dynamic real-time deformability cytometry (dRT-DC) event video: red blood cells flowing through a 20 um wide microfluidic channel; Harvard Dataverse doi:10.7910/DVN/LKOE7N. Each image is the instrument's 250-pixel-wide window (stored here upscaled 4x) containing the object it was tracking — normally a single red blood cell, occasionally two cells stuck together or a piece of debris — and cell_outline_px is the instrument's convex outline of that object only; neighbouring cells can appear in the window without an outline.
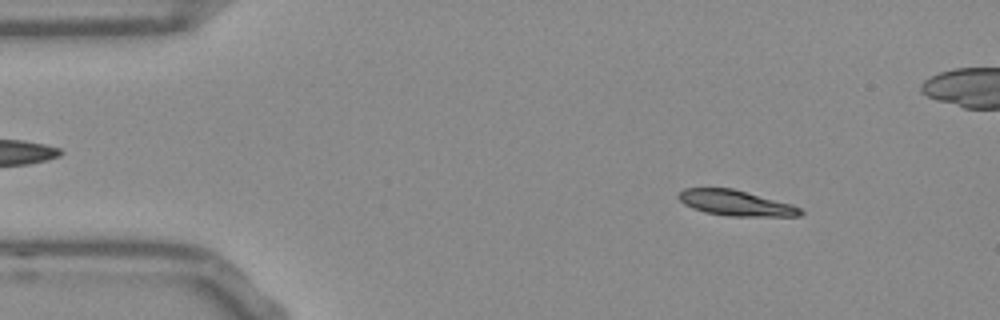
{"species": "Egyptian fruit bat (a non-hibernating species)", "species_latin": "Rousettus aegyptiacus", "temperature_condition": "room temperature", "stored_images_in_passage": 53, "camera_frame_rate_fps": 3000, "um_per_image_px": 0.085, "frame": {"image": 1, "passage_image": 6, "time_ms": 1.667, "image_size_px": [1000, 320], "cell_outline_px": [[804, 212], [800, 216], [728, 216], [704, 212], [692, 208], [684, 204], [676, 196], [684, 188], [732, 188], [748, 192], [792, 204], [800, 208]], "centroid_in_image_um": [62.53, 17.25], "position_along_channel_um": 22.5, "area_um2": 18.15}}
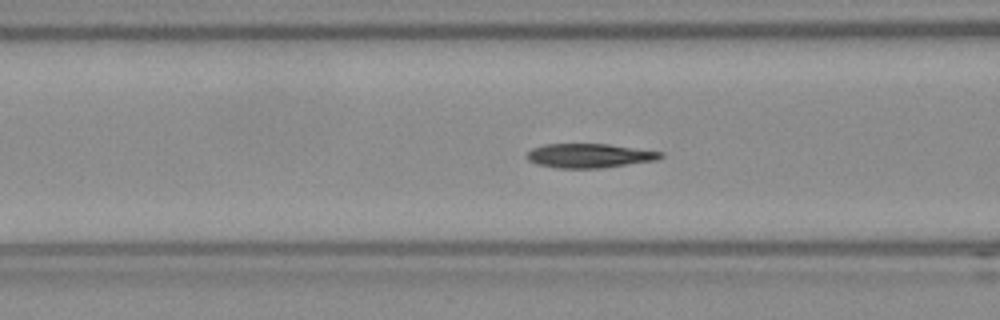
{"frame": {"image": 2, "passage_image": 19, "time_ms": 6.0, "image_size_px": [1000, 320], "cell_outline_px": [[664, 156], [656, 160], [600, 168], [556, 168], [536, 164], [528, 160], [524, 156], [532, 148], [544, 144], [608, 144], [664, 152]], "centroid_in_image_um": [50.07, 13.23], "position_along_channel_um": 116.5, "area_um2": 18.9}}
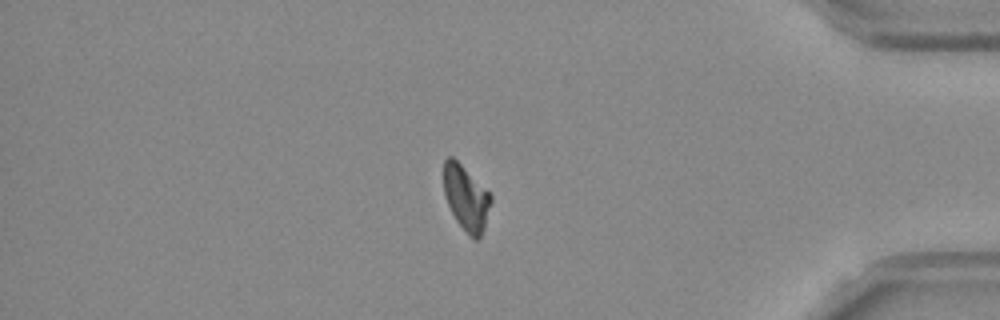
{"frame": {"image": 3, "passage_image": 44, "time_ms": 14.333, "image_size_px": [1000, 320], "cell_outline_px": [[492, 200], [484, 228], [480, 240], [476, 240], [456, 220], [448, 204], [444, 192], [444, 160], [448, 156], [452, 156], [492, 196]], "centroid_in_image_um": [39.62, 16.82], "position_along_channel_um": 395.6, "area_um2": 17.34}, "authors_computed_cell_mechanics": {"area_um2": 18.496, "velocity_mm_per_s": 3.7745, "shape_relaxation_time_tau1_ms": 6.2407, "shape_relaxation_time_tau2_ms": 5.3211, "deformation_change_tau1": 0.1891, "deformation_change_tau2": 0.0777}}